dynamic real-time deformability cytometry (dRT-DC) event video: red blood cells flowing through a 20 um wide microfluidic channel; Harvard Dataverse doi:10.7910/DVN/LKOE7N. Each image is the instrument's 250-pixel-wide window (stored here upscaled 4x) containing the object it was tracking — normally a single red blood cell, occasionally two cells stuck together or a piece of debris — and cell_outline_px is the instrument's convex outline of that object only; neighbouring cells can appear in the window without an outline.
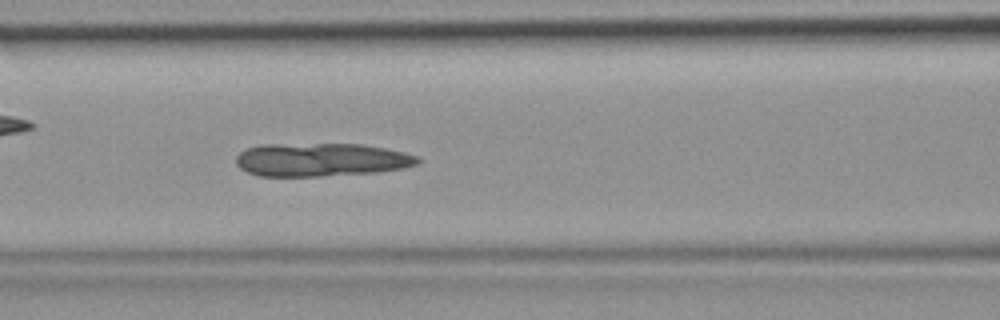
{"species": "common noctule bat (a hibernating species)", "species_latin": "Nyctalus noctula", "temperature_condition": "room temperature", "stored_images_in_passage": 29, "camera_frame_rate_fps": 3000, "um_per_image_px": 0.085, "animal": {"sex": "female", "body_mass_g": 19.9}, "frame": {"image": 1, "passage_image": 9, "time_ms": 2.667, "image_size_px": [1000, 320], "cell_outline_px": [[424, 160], [420, 164], [404, 168], [376, 172], [320, 176], [260, 176], [248, 172], [240, 168], [236, 164], [236, 156], [240, 152], [248, 148], [260, 144], [364, 144], [404, 152], [420, 156]], "centroid_in_image_um": [27.35, 13.57], "position_along_channel_um": 139.2, "area_um2": 35.55}}